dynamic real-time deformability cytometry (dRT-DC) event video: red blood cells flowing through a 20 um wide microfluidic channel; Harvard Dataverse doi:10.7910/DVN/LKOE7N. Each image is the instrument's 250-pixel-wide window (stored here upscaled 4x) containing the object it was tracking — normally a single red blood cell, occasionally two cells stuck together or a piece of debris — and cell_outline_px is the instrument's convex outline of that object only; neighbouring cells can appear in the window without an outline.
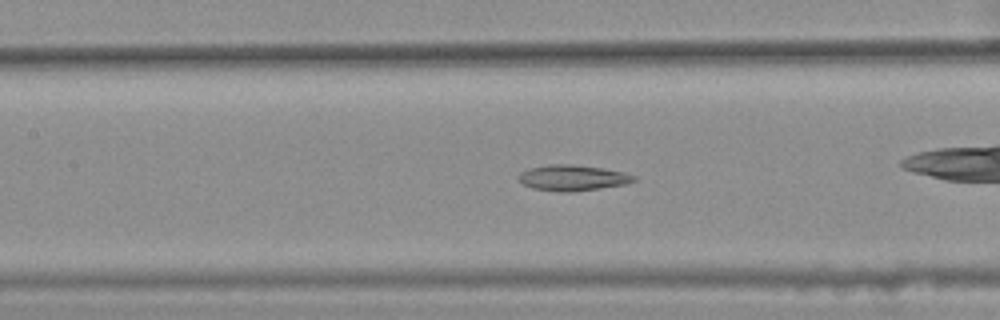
{"species": "common noctule bat (a hibernating species)", "species_latin": "Nyctalus noctula", "temperature_condition": "warm", "stored_images_in_passage": 43, "camera_frame_rate_fps": 3000, "um_per_image_px": 0.085, "animal": {"sex": "female", "body_mass_g": 25.1}, "frame": {"image": 1, "passage_image": 25, "time_ms": 8.0, "image_size_px": [1000, 320], "cell_outline_px": [[636, 180], [628, 184], [572, 192], [560, 192], [532, 188], [524, 184], [520, 180], [520, 172], [528, 168], [548, 164], [572, 164], [600, 168], [624, 172], [636, 176]], "centroid_in_image_um": [48.69, 15.11], "position_along_channel_um": 158.7, "area_um2": 17.28}, "authors_computed_cell_mechanics": {"area_um2": 19.0162, "velocity_mm_per_s": 3.6999, "shape_relaxation_time_tau1_ms": null, "shape_relaxation_time_tau2_ms": 7.2676, "deformation_change_tau1": null, "deformation_change_tau2": 0.1754}}